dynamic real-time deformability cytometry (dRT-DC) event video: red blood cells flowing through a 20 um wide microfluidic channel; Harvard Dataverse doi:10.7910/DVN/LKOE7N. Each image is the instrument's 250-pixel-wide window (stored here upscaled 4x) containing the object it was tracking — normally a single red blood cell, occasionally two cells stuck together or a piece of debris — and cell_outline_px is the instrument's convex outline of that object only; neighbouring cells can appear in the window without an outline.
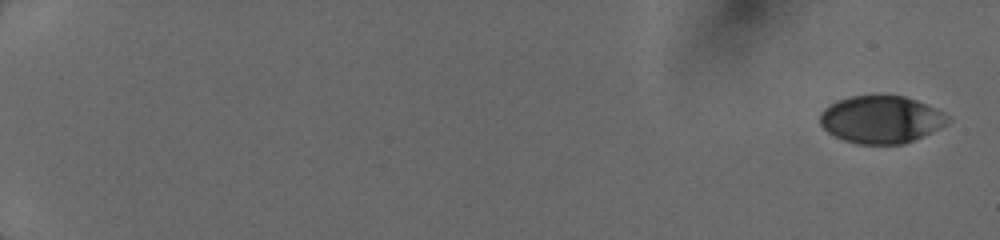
{"species": "human", "species_latin": "Homo sapiens", "temperature_condition": "cold", "stored_images_in_passage": 29, "camera_frame_rate_fps": 3000, "um_per_image_px": 0.085, "donor": {"sex": "female"}, "frame": {"image": 1, "passage_image": 1, "time_ms": 0.0, "image_size_px": [1000, 240], "cell_outline_px": [[952, 120], [948, 124], [904, 144], [856, 144], [844, 140], [828, 132], [820, 124], [820, 112], [828, 104], [836, 100], [848, 96], [904, 96], [916, 100], [936, 108], [944, 112]], "centroid_in_image_um": [74.88, 10.15], "position_along_channel_um": 10.1, "area_um2": 35.43}}
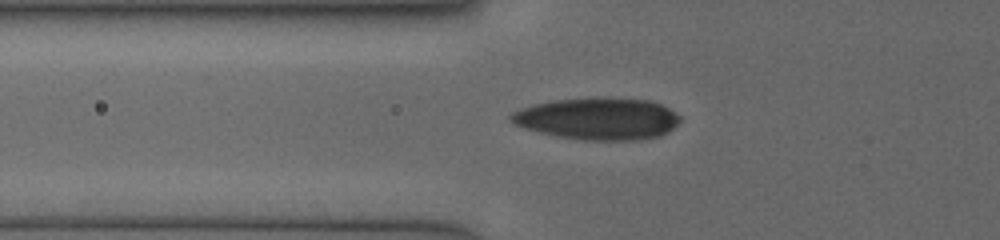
{"frame": {"image": 2, "passage_image": 17, "time_ms": 6.667, "image_size_px": [1000, 240], "cell_outline_px": [[680, 120], [668, 132], [660, 136], [640, 140], [580, 140], [556, 136], [524, 128], [516, 124], [508, 116], [512, 112], [520, 108], [532, 104], [556, 100], [648, 100], [660, 104], [668, 108], [680, 116]], "centroid_in_image_um": [50.8, 10.13], "position_along_channel_um": 75.0, "area_um2": 40.29}}
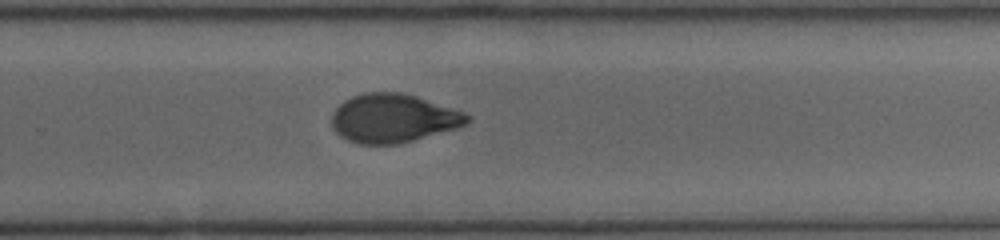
{"frame": {"image": 3, "passage_image": 29, "time_ms": 12.0, "image_size_px": [1000, 240], "cell_outline_px": [[472, 120], [456, 128], [412, 140], [396, 144], [360, 144], [348, 140], [340, 136], [332, 128], [332, 112], [344, 100], [352, 96], [364, 92], [400, 92], [416, 96], [464, 112], [472, 116]], "centroid_in_image_um": [33.4, 10.04], "position_along_channel_um": 296.4, "area_um2": 38.26}}